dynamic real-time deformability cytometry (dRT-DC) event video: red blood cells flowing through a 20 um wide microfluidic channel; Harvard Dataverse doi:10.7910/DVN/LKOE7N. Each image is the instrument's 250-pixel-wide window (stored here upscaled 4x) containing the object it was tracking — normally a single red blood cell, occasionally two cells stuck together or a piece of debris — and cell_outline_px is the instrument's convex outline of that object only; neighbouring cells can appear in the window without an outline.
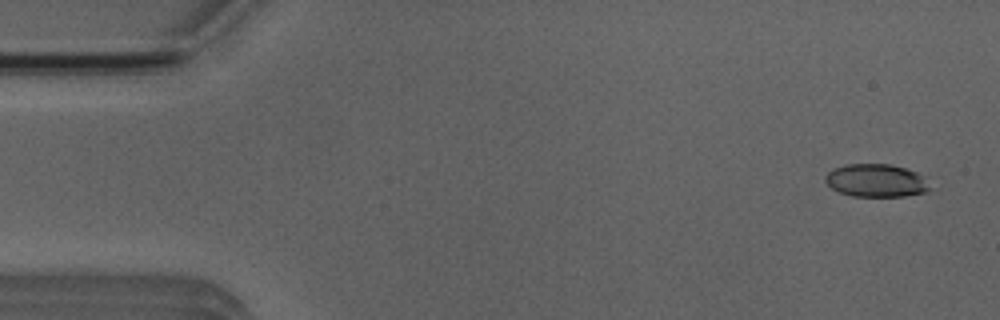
{"species": "Egyptian fruit bat (a non-hibernating species)", "species_latin": "Rousettus aegyptiacus", "temperature_condition": "room temperature", "stored_images_in_passage": 4, "camera_frame_rate_fps": 3000, "um_per_image_px": 0.085, "animal": {"sex": "male"}, "frame": {"image": 1, "passage_image": 1, "time_ms": 0.0, "image_size_px": [1000, 320], "cell_outline_px": [[932, 188], [924, 192], [904, 196], [852, 196], [840, 192], [832, 188], [824, 180], [824, 176], [828, 172], [844, 164], [892, 164], [916, 172], [924, 176]], "centroid_in_image_um": [74.48, 15.34], "position_along_channel_um": 10.5, "area_um2": 20.06}}